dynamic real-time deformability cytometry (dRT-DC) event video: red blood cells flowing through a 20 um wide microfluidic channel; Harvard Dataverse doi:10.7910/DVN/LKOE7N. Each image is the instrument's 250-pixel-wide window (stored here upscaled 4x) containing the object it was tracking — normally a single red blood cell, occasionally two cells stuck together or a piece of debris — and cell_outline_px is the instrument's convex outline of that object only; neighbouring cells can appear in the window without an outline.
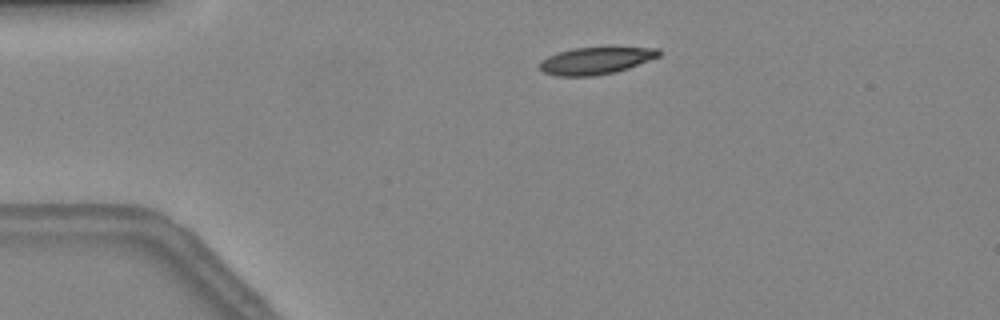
{"species": "common noctule bat (a hibernating species)", "species_latin": "Nyctalus noctula", "temperature_condition": "warm", "stored_images_in_passage": 41, "camera_frame_rate_fps": 3000, "um_per_image_px": 0.085, "animal": {"sex": "female", "body_mass_g": 24.6, "forearm_length_mm": 56.2}, "frame": {"image": 1, "passage_image": 3, "time_ms": 0.667, "image_size_px": [1000, 320], "cell_outline_px": [[660, 56], [628, 68], [616, 72], [592, 76], [556, 76], [544, 72], [540, 68], [540, 64], [548, 56], [556, 52], [572, 48], [660, 48]], "centroid_in_image_um": [50.63, 5.16], "position_along_channel_um": 34.4, "area_um2": 18.55}}
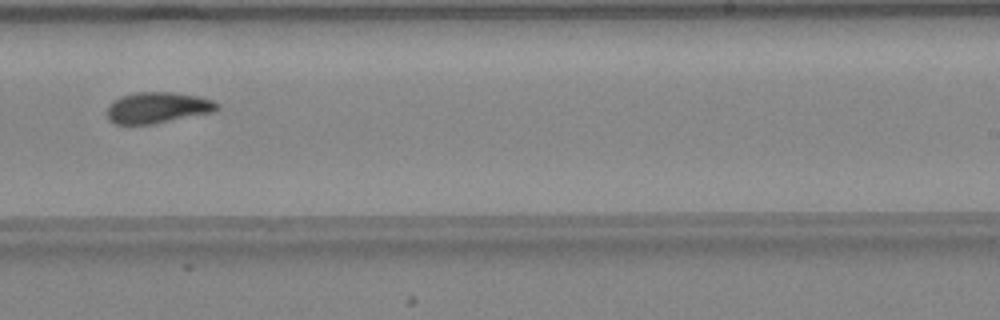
{"frame": {"image": 2, "passage_image": 23, "time_ms": 7.333, "image_size_px": [1000, 320], "cell_outline_px": [[220, 108], [216, 112], [152, 124], [116, 124], [108, 120], [108, 104], [120, 96], [136, 92], [172, 92], [196, 96], [212, 100], [220, 104]], "centroid_in_image_um": [13.42, 9.15], "position_along_channel_um": 275.6, "area_um2": 20.06}}
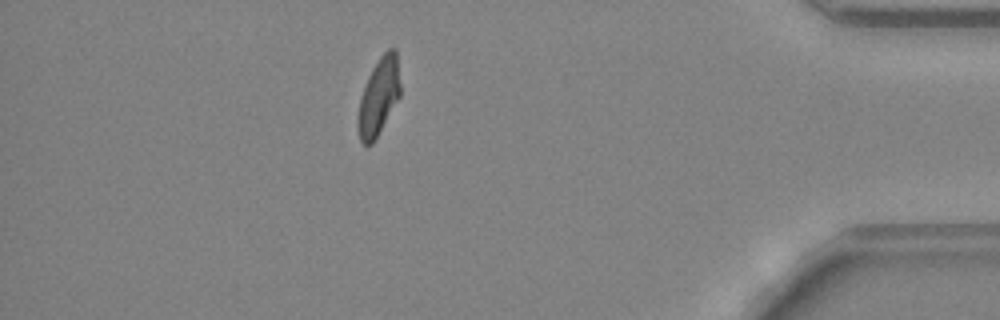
{"frame": {"image": 3, "passage_image": 35, "time_ms": 11.333, "image_size_px": [1000, 320], "cell_outline_px": [[400, 96], [372, 144], [364, 144], [360, 140], [356, 124], [356, 116], [360, 96], [368, 76], [372, 68], [380, 56], [388, 48], [396, 48], [400, 84]], "centroid_in_image_um": [32.16, 8.2], "position_along_channel_um": 403.0, "area_um2": 19.13}, "authors_computed_cell_mechanics": {"area_um2": 19.7098, "velocity_mm_per_s": 4.3013, "shape_relaxation_time_tau1_ms": 10.585, "shape_relaxation_time_tau2_ms": 2.0027, "deformation_change_tau1": 0.2958, "deformation_change_tau2": 0.0778}}